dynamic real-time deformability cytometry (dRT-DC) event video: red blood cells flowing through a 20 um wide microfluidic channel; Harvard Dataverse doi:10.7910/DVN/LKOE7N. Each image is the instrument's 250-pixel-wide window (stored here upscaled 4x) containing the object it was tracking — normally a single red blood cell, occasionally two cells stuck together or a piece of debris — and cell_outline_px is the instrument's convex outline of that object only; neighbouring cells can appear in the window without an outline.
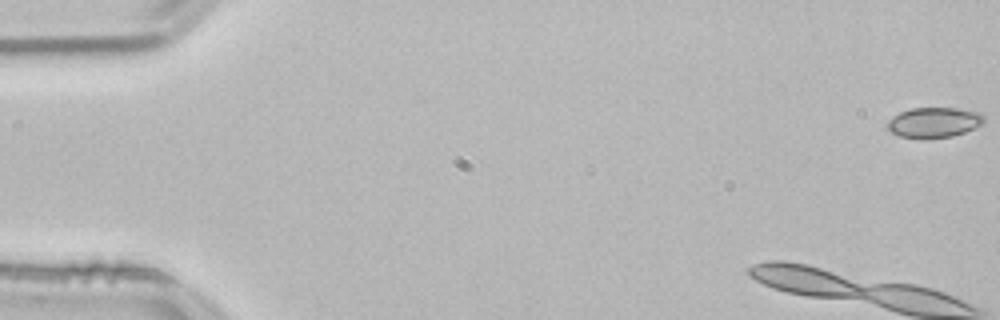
{"species": "common noctule bat (a hibernating species)", "species_latin": "Nyctalus noctula", "temperature_condition": "room temperature", "stored_images_in_passage": 7, "camera_frame_rate_fps": 3000, "um_per_image_px": 0.085, "animal": {"sex": "male", "body_mass_g": 21.5, "forearm_length_mm": 52.0}, "frame": {"image": 1, "passage_image": 1, "time_ms": 0.0, "image_size_px": [1000, 320], "cell_outline_px": [[984, 124], [964, 132], [952, 136], [900, 136], [884, 128], [888, 120], [892, 116], [900, 112], [912, 108], [956, 108], [980, 112], [984, 116]], "centroid_in_image_um": [79.39, 10.36], "position_along_channel_um": 5.6, "area_um2": 16.65}}